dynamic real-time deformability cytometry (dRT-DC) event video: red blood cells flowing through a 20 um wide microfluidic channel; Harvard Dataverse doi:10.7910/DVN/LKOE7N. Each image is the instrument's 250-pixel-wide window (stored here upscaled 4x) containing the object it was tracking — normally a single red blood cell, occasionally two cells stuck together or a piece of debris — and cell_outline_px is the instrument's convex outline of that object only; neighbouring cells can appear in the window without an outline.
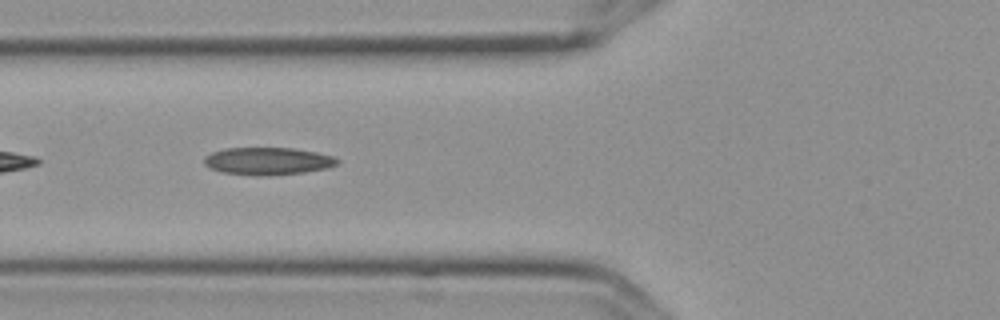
{"species": "Egyptian fruit bat (a non-hibernating species)", "species_latin": "Rousettus aegyptiacus", "temperature_condition": "cold", "stored_images_in_passage": 9, "segment_of_instrument_passage": [2, 2], "camera_frame_rate_fps": 3000, "um_per_image_px": 0.085, "frame": {"image": 1, "passage_image": 4, "time_ms": 1.0, "image_size_px": [1000, 320], "cell_outline_px": [[340, 160], [336, 164], [324, 168], [304, 172], [256, 176], [224, 172], [212, 168], [204, 164], [204, 156], [212, 152], [224, 148], [296, 148], [316, 152], [332, 156]], "centroid_in_image_um": [22.73, 13.68], "position_along_channel_um": 103.1, "area_um2": 21.04}}
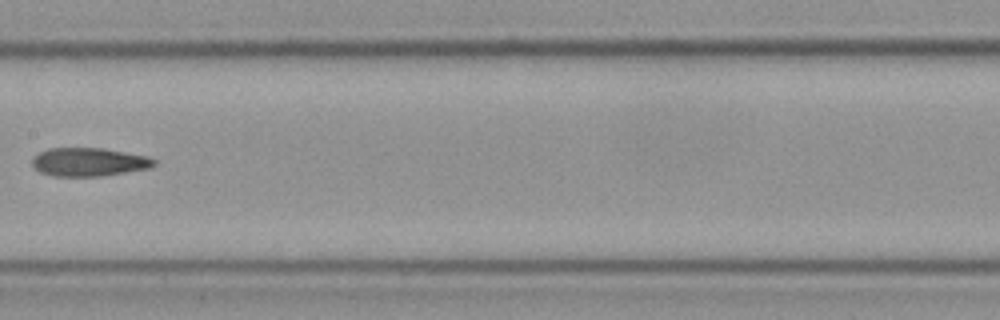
{"frame": {"image": 2, "passage_image": 6, "time_ms": 1.667, "image_size_px": [1000, 320], "cell_outline_px": [[156, 164], [152, 168], [100, 176], [52, 176], [40, 172], [32, 164], [32, 156], [48, 148], [104, 148], [148, 156], [156, 160]], "centroid_in_image_um": [7.57, 13.76], "position_along_channel_um": 199.8, "area_um2": 20.35}}
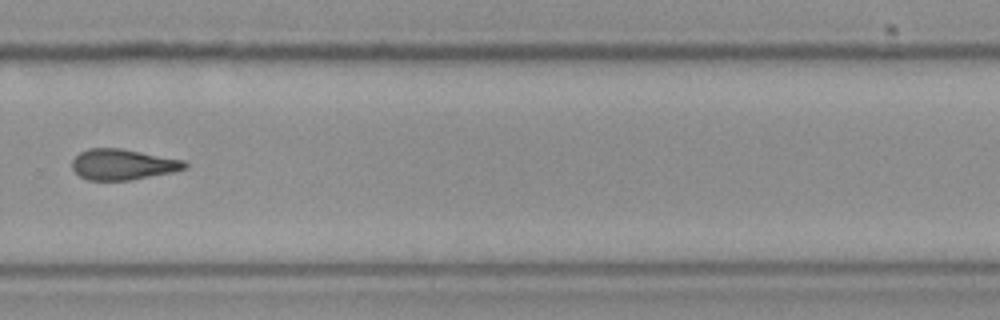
{"frame": {"image": 3, "passage_image": 9, "time_ms": 2.667, "image_size_px": [1000, 320], "cell_outline_px": [[188, 168], [172, 172], [128, 180], [88, 180], [80, 176], [72, 168], [72, 160], [80, 152], [88, 148], [120, 148], [184, 160], [188, 164]], "centroid_in_image_um": [10.44, 13.97], "position_along_channel_um": 319.4, "area_um2": 20.06}}